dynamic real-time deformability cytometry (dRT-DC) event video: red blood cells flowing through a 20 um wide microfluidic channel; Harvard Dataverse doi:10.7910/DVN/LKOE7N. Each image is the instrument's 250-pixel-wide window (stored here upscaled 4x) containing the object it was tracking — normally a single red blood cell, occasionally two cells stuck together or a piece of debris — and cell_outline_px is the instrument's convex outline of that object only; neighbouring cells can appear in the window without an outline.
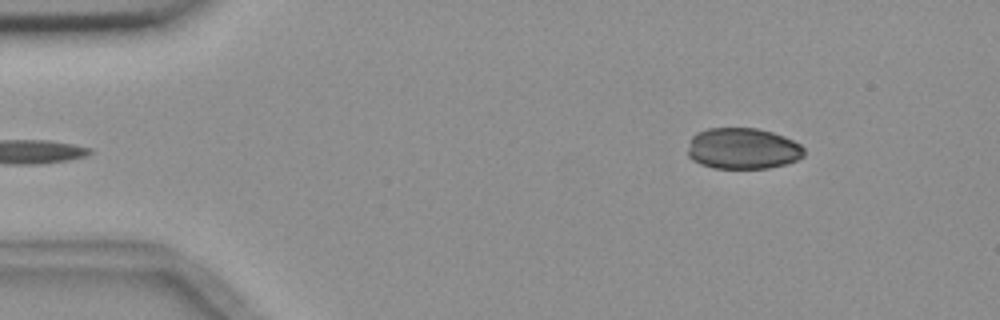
{"species": "common noctule bat (a hibernating species)", "species_latin": "Nyctalus noctula", "temperature_condition": "room temperature", "stored_images_in_passage": 5, "camera_frame_rate_fps": 3000, "um_per_image_px": 0.085, "animal": {"sex": "female", "body_mass_g": 18.4}, "frame": {"image": 1, "passage_image": 5, "time_ms": 5.333, "image_size_px": [1000, 320], "cell_outline_px": [[804, 156], [796, 160], [784, 164], [768, 168], [712, 168], [700, 164], [692, 160], [688, 156], [688, 140], [696, 132], [708, 128], [756, 128], [772, 132], [784, 136], [800, 144], [804, 148]], "centroid_in_image_um": [63.1, 12.62], "position_along_channel_um": 21.9, "area_um2": 28.09}}